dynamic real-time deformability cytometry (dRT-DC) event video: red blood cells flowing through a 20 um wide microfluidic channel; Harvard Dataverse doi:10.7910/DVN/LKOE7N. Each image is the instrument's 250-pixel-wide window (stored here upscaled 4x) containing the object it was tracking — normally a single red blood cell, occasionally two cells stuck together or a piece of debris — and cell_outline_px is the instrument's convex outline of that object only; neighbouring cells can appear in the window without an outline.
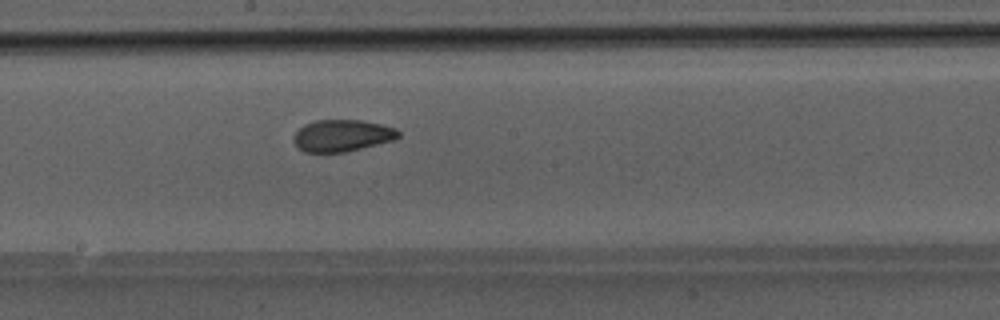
{"species": "Egyptian fruit bat (a non-hibernating species)", "species_latin": "Rousettus aegyptiacus", "temperature_condition": "room temperature", "stored_images_in_passage": 38, "camera_frame_rate_fps": 3000, "um_per_image_px": 0.085, "animal": {"sex": "male"}, "frame": {"image": 1, "passage_image": 27, "time_ms": 8.667, "image_size_px": [1000, 320], "cell_outline_px": [[400, 136], [392, 140], [344, 152], [304, 152], [292, 140], [296, 132], [304, 124], [316, 120], [360, 120], [380, 124], [396, 128], [400, 132]], "centroid_in_image_um": [29.07, 11.51], "position_along_channel_um": 219.1, "area_um2": 19.19}}
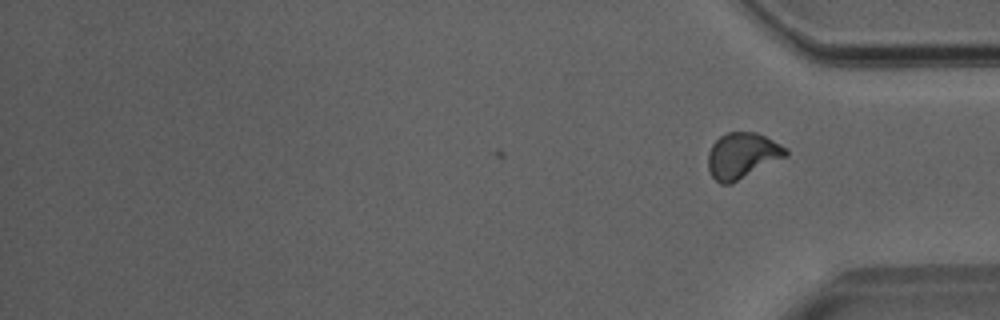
{"frame": {"image": 2, "passage_image": 38, "time_ms": 12.333, "image_size_px": [1000, 320], "cell_outline_px": [[788, 156], [732, 184], [720, 184], [712, 176], [708, 168], [708, 152], [712, 144], [720, 136], [728, 132], [756, 132], [788, 148]], "centroid_in_image_um": [63.1, 13.24], "position_along_channel_um": 372.1, "area_um2": 20.92}}